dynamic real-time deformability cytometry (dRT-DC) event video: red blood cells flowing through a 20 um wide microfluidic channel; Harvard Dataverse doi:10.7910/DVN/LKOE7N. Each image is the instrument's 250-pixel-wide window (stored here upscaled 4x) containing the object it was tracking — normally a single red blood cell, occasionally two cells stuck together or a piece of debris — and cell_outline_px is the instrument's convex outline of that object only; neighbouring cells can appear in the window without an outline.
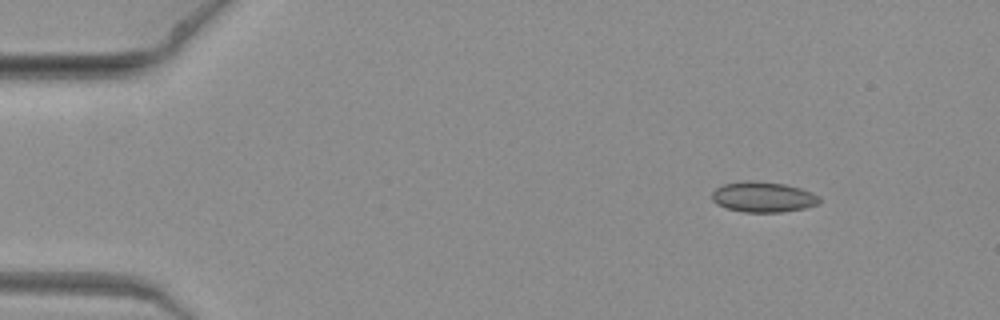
{"species": "common noctule bat (a hibernating species)", "species_latin": "Nyctalus noctula", "temperature_condition": "warm", "stored_images_in_passage": 8, "camera_frame_rate_fps": 3000, "um_per_image_px": 0.085, "animal": {"sex": "female", "body_mass_g": 19.3, "forearm_length_mm": 54.1}, "frame": {"image": 1, "passage_image": 3, "time_ms": 0.667, "image_size_px": [1000, 320], "cell_outline_px": [[820, 200], [816, 204], [804, 208], [780, 212], [744, 212], [728, 208], [716, 204], [712, 200], [712, 192], [716, 188], [724, 184], [748, 180], [784, 184], [800, 188], [812, 192], [820, 196]], "centroid_in_image_um": [64.85, 16.74], "position_along_channel_um": 20.1, "area_um2": 18.9}}